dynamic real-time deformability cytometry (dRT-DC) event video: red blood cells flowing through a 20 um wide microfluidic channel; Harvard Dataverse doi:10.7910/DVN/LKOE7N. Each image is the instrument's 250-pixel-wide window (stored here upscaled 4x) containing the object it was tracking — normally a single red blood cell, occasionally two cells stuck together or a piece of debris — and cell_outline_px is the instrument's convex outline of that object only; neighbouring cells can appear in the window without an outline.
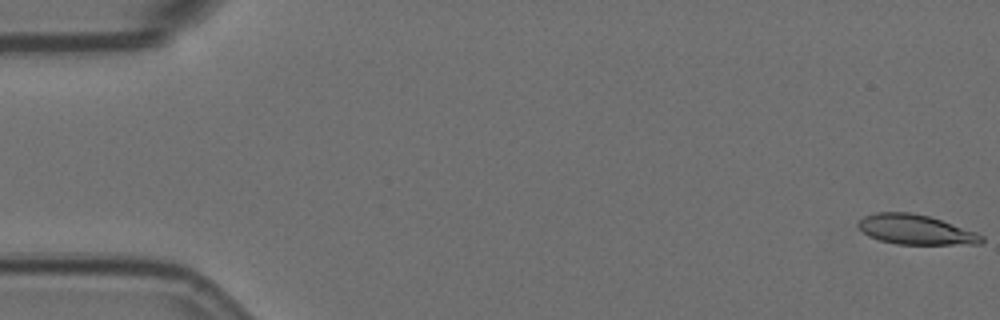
{"species": "Egyptian fruit bat (a non-hibernating species)", "species_latin": "Rousettus aegyptiacus", "temperature_condition": "room temperature", "stored_images_in_passage": 58, "camera_frame_rate_fps": 3000, "um_per_image_px": 0.085, "animal": {"sex": "female"}, "frame": {"image": 1, "passage_image": 1, "time_ms": 0.0, "image_size_px": [1000, 320], "cell_outline_px": [[984, 240], [980, 244], [896, 244], [880, 240], [868, 236], [856, 224], [864, 216], [876, 212], [912, 212], [928, 216], [976, 232], [984, 236]], "centroid_in_image_um": [77.82, 19.52], "position_along_channel_um": 7.2, "area_um2": 21.27}}
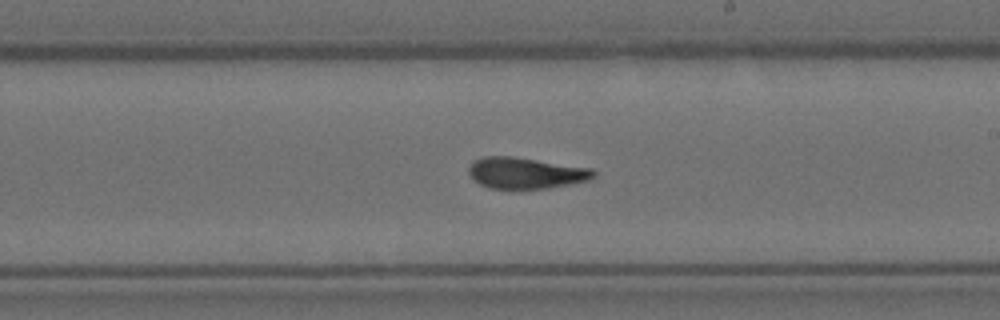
{"frame": {"image": 2, "passage_image": 33, "time_ms": 10.667, "image_size_px": [1000, 320], "cell_outline_px": [[596, 176], [588, 180], [572, 184], [548, 188], [488, 188], [472, 180], [468, 172], [468, 168], [472, 160], [484, 156], [512, 156], [592, 168], [596, 172]], "centroid_in_image_um": [44.66, 14.7], "position_along_channel_um": 244.3, "area_um2": 22.89}}
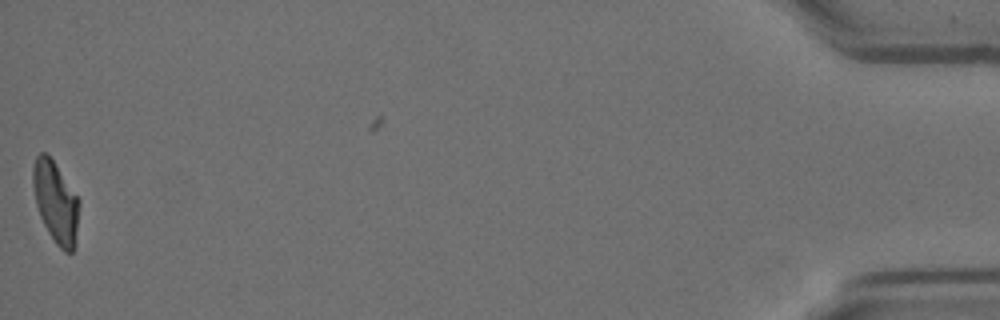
{"frame": {"image": 3, "passage_image": 57, "time_ms": 18.667, "image_size_px": [1000, 320], "cell_outline_px": [[80, 204], [76, 244], [72, 252], [64, 252], [56, 244], [48, 232], [40, 216], [36, 204], [32, 184], [32, 168], [36, 156], [40, 152], [44, 152], [52, 160], [80, 200]], "centroid_in_image_um": [4.74, 17.21], "position_along_channel_um": 430.5, "area_um2": 21.96}, "authors_computed_cell_mechanics": {"area_um2": 22.4842, "velocity_mm_per_s": 3.5763, "shape_relaxation_time_tau1_ms": 6.2643, "shape_relaxation_time_tau2_ms": 2.1293, "deformation_change_tau1": 0.2269, "deformation_change_tau2": 0.1001}}